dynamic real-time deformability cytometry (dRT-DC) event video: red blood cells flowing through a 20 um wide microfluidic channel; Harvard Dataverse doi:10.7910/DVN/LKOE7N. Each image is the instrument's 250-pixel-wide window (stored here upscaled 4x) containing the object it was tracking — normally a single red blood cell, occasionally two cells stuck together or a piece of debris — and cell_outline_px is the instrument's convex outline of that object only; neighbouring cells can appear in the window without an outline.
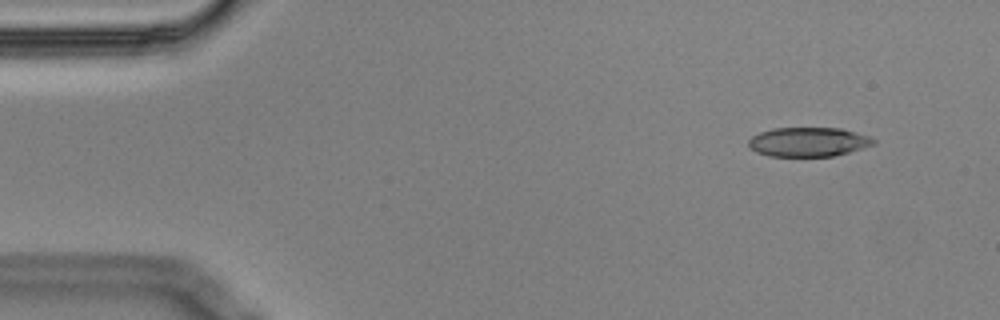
{"species": "Egyptian fruit bat (a non-hibernating species)", "species_latin": "Rousettus aegyptiacus", "temperature_condition": "cold", "stored_images_in_passage": 4, "camera_frame_rate_fps": 3000, "um_per_image_px": 0.085, "animal": {"sex": "male"}, "frame": {"image": 1, "passage_image": 1, "time_ms": 0.0, "image_size_px": [1000, 320], "cell_outline_px": [[876, 144], [848, 152], [832, 156], [768, 156], [756, 152], [748, 144], [748, 140], [752, 136], [760, 132], [772, 128], [840, 128], [868, 136], [876, 140]], "centroid_in_image_um": [68.69, 12.06], "position_along_channel_um": 16.3, "area_um2": 21.21}}
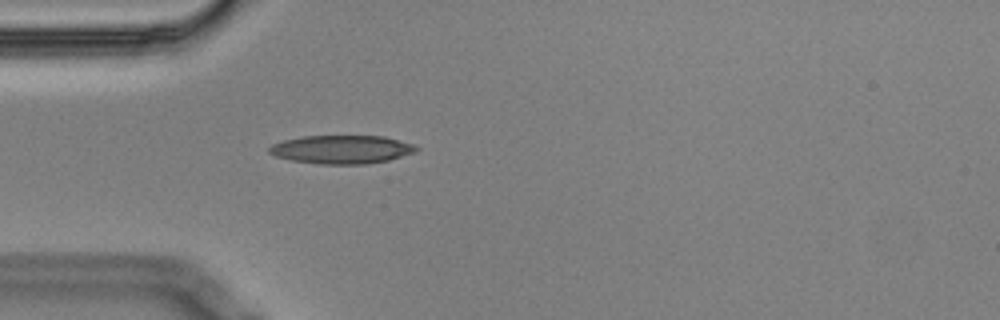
{"frame": {"image": 2, "passage_image": 4, "time_ms": 1.0, "image_size_px": [1000, 320], "cell_outline_px": [[420, 148], [416, 152], [388, 160], [364, 164], [320, 164], [292, 160], [276, 156], [268, 152], [268, 148], [272, 144], [284, 140], [304, 136], [384, 136], [416, 144]], "centroid_in_image_um": [29.08, 12.7], "position_along_channel_um": 55.9, "area_um2": 24.39}}